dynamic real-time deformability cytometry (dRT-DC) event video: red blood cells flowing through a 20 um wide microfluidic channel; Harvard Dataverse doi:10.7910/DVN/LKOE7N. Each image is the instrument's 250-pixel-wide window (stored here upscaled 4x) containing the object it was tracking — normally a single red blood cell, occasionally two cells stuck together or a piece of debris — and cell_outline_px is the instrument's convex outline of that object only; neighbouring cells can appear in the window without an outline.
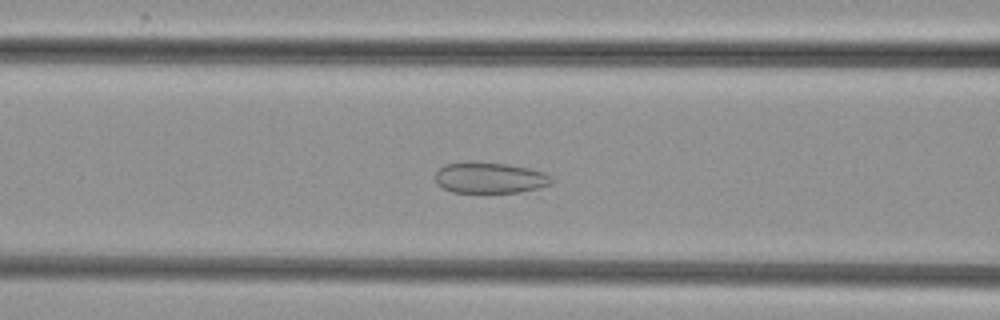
{"species": "common noctule bat (a hibernating species)", "species_latin": "Nyctalus noctula", "temperature_condition": "cold", "stored_images_in_passage": 50, "camera_frame_rate_fps": 3000, "um_per_image_px": 0.085, "animal": {"sex": "female", "body_mass_g": 29.2, "forearm_length_mm": 56.3}, "frame": {"image": 1, "passage_image": 19, "time_ms": 6.0, "image_size_px": [1000, 320], "cell_outline_px": [[552, 184], [540, 188], [520, 192], [452, 192], [436, 184], [436, 172], [444, 164], [468, 160], [508, 164], [528, 168], [544, 172], [552, 176]], "centroid_in_image_um": [41.63, 15.09], "position_along_channel_um": 125.0, "area_um2": 21.33}}
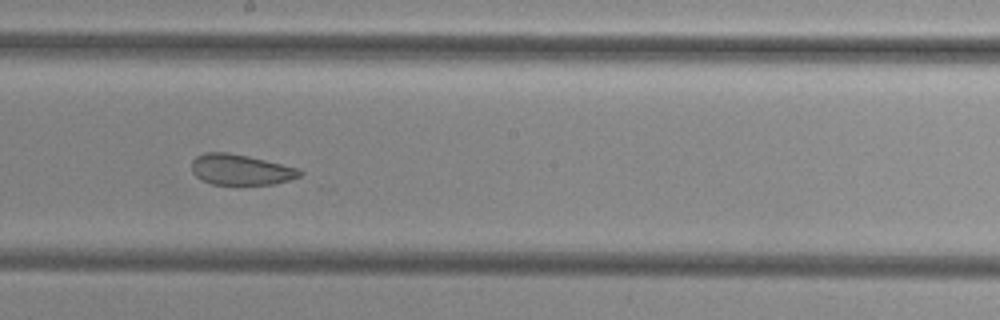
{"frame": {"image": 2, "passage_image": 27, "time_ms": 8.667, "image_size_px": [1000, 320], "cell_outline_px": [[304, 172], [300, 176], [276, 184], [212, 184], [196, 176], [192, 172], [192, 160], [196, 156], [204, 152], [228, 152], [248, 156], [300, 168]], "centroid_in_image_um": [20.48, 14.41], "position_along_channel_um": 227.7, "area_um2": 19.31}}
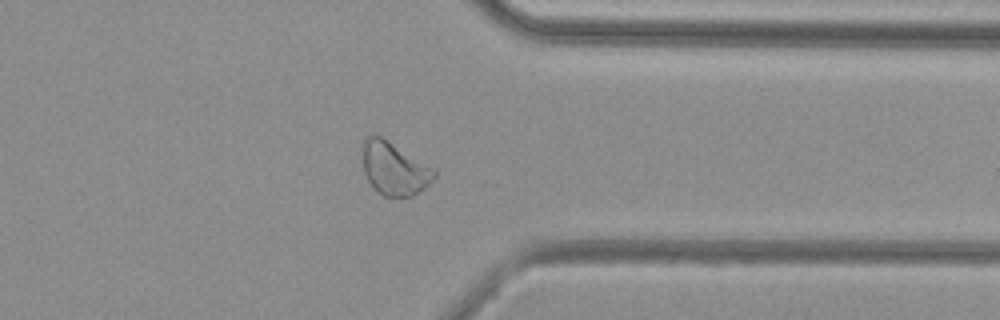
{"frame": {"image": 3, "passage_image": 39, "time_ms": 12.667, "image_size_px": [1000, 320], "cell_outline_px": [[436, 176], [424, 188], [412, 196], [384, 196], [368, 180], [364, 172], [364, 140], [372, 132], [380, 136], [436, 168]], "centroid_in_image_um": [33.55, 14.31], "position_along_channel_um": 377.8, "area_um2": 21.79}}